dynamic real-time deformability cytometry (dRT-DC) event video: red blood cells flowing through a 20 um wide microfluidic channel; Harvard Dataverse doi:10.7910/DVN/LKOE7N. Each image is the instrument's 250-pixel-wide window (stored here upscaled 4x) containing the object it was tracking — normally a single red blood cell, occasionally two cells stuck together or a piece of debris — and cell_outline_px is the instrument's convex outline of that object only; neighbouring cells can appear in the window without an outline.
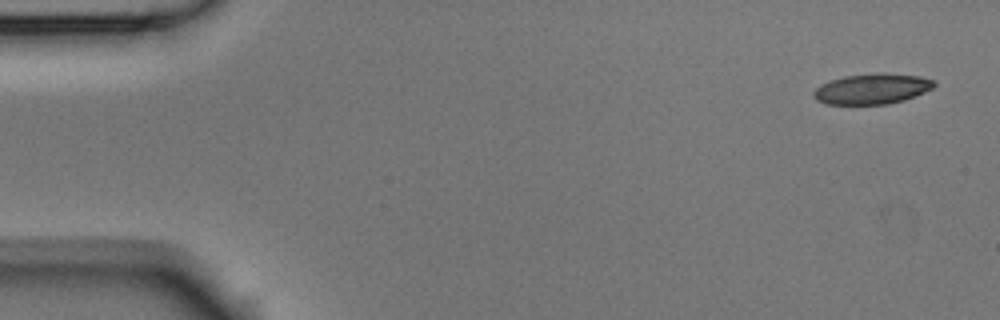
{"species": "Egyptian fruit bat (a non-hibernating species)", "species_latin": "Rousettus aegyptiacus", "temperature_condition": "room temperature", "stored_images_in_passage": 6, "segment_of_instrument_passage": [1, 2], "camera_frame_rate_fps": 3000, "um_per_image_px": 0.085, "animal": {"sex": "male"}, "frame": {"image": 1, "passage_image": 1, "time_ms": 0.0, "image_size_px": [1000, 320], "cell_outline_px": [[936, 84], [932, 88], [924, 92], [904, 100], [888, 104], [824, 104], [816, 100], [812, 96], [812, 92], [820, 84], [844, 76], [880, 72], [884, 72], [920, 76], [932, 80]], "centroid_in_image_um": [74.09, 7.55], "position_along_channel_um": 10.9, "area_um2": 21.5}}
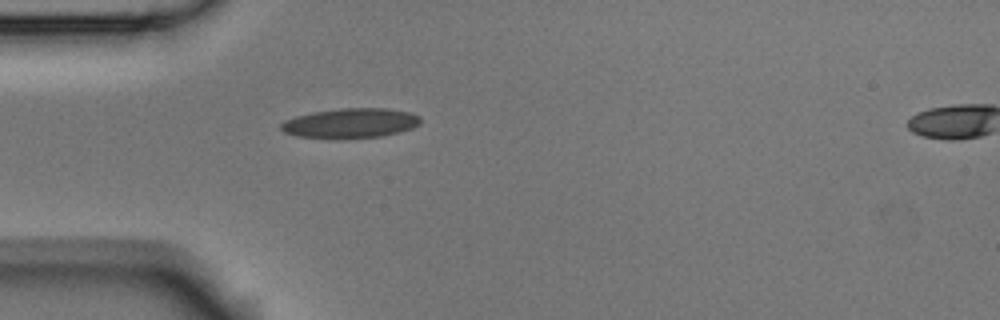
{"frame": {"image": 2, "passage_image": 5, "time_ms": 1.333, "image_size_px": [1000, 320], "cell_outline_px": [[420, 124], [412, 128], [400, 132], [380, 136], [336, 140], [296, 136], [284, 132], [280, 128], [280, 124], [284, 120], [296, 116], [312, 112], [340, 108], [388, 108], [408, 112], [420, 116]], "centroid_in_image_um": [29.76, 10.48], "position_along_channel_um": 55.2, "area_um2": 24.62}}